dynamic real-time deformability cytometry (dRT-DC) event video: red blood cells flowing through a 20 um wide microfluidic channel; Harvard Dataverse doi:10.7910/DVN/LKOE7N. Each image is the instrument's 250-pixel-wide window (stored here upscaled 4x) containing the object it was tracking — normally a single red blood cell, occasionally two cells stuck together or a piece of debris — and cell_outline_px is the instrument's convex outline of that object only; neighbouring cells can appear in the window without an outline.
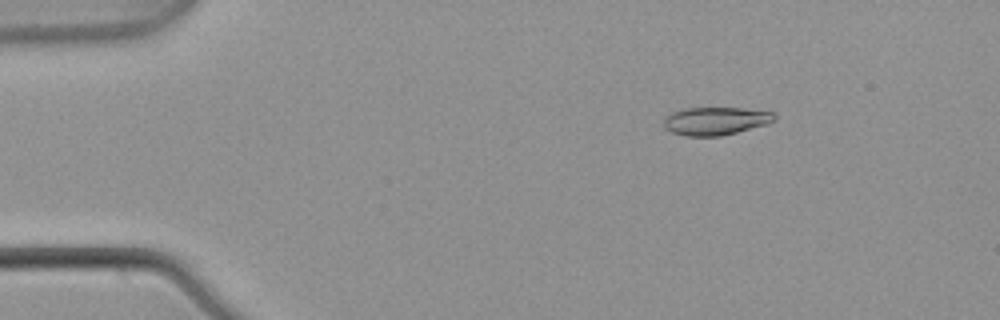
{"species": "common noctule bat (a hibernating species)", "species_latin": "Nyctalus noctula", "temperature_condition": "warm", "stored_images_in_passage": 3, "camera_frame_rate_fps": 3000, "um_per_image_px": 0.085, "animal": {"sex": "male", "body_mass_g": 21.5, "forearm_length_mm": 52.0}, "frame": {"image": 1, "passage_image": 1, "time_ms": 0.0, "image_size_px": [1000, 320], "cell_outline_px": [[776, 120], [768, 124], [720, 136], [684, 136], [672, 132], [664, 128], [664, 116], [672, 112], [684, 108], [740, 108], [772, 112], [776, 116]], "centroid_in_image_um": [60.8, 10.28], "position_along_channel_um": 24.2, "area_um2": 18.09}}
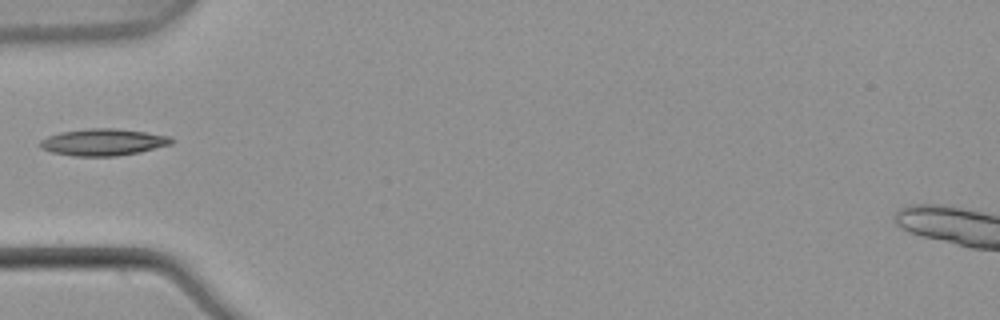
{"frame": {"image": 2, "passage_image": 3, "time_ms": 0.667, "image_size_px": [1000, 320], "cell_outline_px": [[172, 144], [140, 152], [116, 156], [72, 156], [52, 152], [40, 148], [36, 144], [40, 140], [48, 136], [60, 132], [88, 128], [116, 128], [172, 136]], "centroid_in_image_um": [8.73, 12.08], "position_along_channel_um": 76.3, "area_um2": 20.69}}